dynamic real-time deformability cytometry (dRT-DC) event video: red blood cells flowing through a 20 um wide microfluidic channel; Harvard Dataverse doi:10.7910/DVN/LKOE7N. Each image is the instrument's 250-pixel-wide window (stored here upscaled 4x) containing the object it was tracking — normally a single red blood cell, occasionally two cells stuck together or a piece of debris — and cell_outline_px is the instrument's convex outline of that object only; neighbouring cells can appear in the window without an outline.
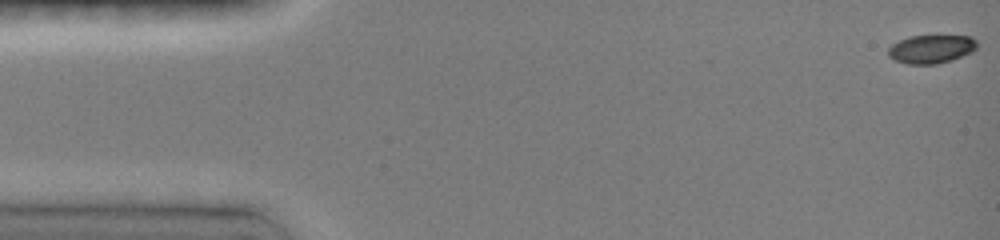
{"species": "common noctule bat (a hibernating species)", "species_latin": "Nyctalus noctula", "temperature_condition": "room temperature", "stored_images_in_passage": 10, "camera_frame_rate_fps": 3000, "um_per_image_px": 0.085, "animal": {"sex": "female", "body_mass_g": 19.0, "forearm_length_mm": 51.5}, "frame": {"image": 1, "passage_image": 1, "time_ms": 0.0, "image_size_px": [1000, 240], "cell_outline_px": [[976, 48], [972, 52], [952, 60], [936, 64], [908, 64], [896, 60], [888, 56], [888, 48], [892, 44], [908, 36], [972, 36], [976, 40]], "centroid_in_image_um": [79.15, 4.17], "position_along_channel_um": 5.8, "area_um2": 14.68}}
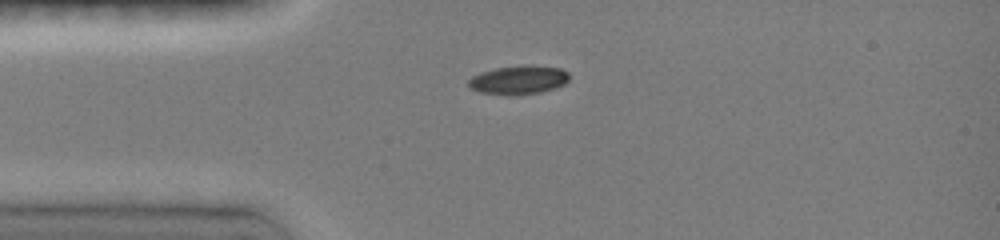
{"frame": {"image": 2, "passage_image": 9, "time_ms": 3.667, "image_size_px": [1000, 240], "cell_outline_px": [[568, 80], [564, 84], [556, 88], [540, 92], [512, 96], [508, 96], [480, 92], [472, 88], [468, 84], [468, 80], [472, 76], [480, 72], [496, 68], [560, 68], [568, 72]], "centroid_in_image_um": [44.03, 6.86], "position_along_channel_um": 41.0, "area_um2": 16.13}}